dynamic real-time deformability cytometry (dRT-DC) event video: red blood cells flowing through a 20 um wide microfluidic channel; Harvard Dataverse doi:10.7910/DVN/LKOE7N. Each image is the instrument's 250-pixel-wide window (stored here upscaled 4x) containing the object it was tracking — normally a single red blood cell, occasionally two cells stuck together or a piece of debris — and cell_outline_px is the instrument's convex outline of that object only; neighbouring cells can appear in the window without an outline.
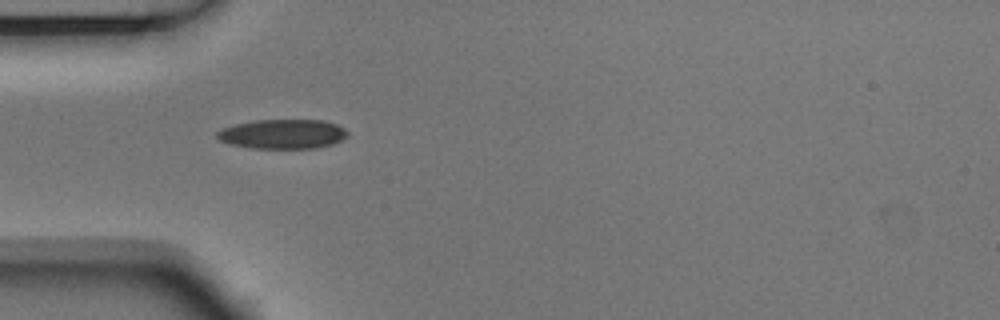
{"species": "Egyptian fruit bat (a non-hibernating species)", "species_latin": "Rousettus aegyptiacus", "temperature_condition": "room temperature", "stored_images_in_passage": 2, "camera_frame_rate_fps": 3000, "um_per_image_px": 0.085, "animal": {"sex": "male"}, "frame": {"image": 1, "passage_image": 1, "time_ms": 0.0, "image_size_px": [1000, 320], "cell_outline_px": [[348, 136], [332, 144], [316, 148], [248, 148], [232, 144], [220, 140], [216, 136], [216, 132], [220, 128], [236, 124], [256, 120], [324, 120], [336, 124], [344, 128], [348, 132]], "centroid_in_image_um": [24.02, 11.39], "position_along_channel_um": 61.0, "area_um2": 22.43}}
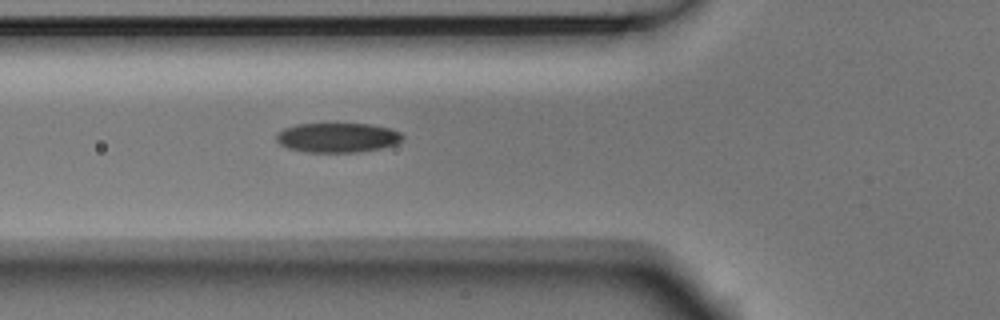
{"frame": {"image": 2, "passage_image": 2, "time_ms": 0.333, "image_size_px": [1000, 320], "cell_outline_px": [[404, 140], [396, 144], [380, 148], [360, 152], [304, 152], [288, 148], [280, 144], [276, 140], [276, 136], [284, 128], [296, 124], [368, 124], [388, 128], [400, 132], [404, 136]], "centroid_in_image_um": [28.7, 11.7], "position_along_channel_um": 97.1, "area_um2": 21.73}}